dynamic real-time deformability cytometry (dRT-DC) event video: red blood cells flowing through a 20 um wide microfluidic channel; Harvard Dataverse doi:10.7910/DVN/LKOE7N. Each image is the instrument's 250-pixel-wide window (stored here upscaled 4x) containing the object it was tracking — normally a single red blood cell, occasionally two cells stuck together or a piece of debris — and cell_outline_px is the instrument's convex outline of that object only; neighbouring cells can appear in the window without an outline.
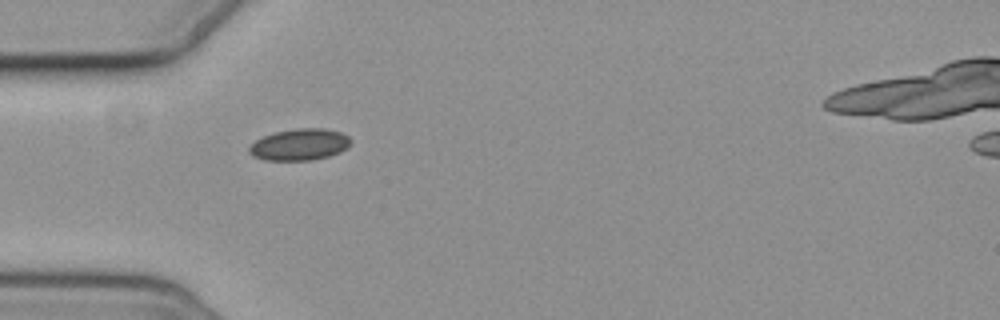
{"species": "common noctule bat (a hibernating species)", "species_latin": "Nyctalus noctula", "temperature_condition": "cold", "stored_images_in_passage": 3, "camera_frame_rate_fps": 3000, "um_per_image_px": 0.085, "animal": {"sex": "female", "body_mass_g": 19.3, "forearm_length_mm": 54.1}, "frame": {"image": 1, "passage_image": 1, "time_ms": 0.0, "image_size_px": [1000, 320], "cell_outline_px": [[352, 140], [348, 148], [340, 152], [328, 156], [312, 160], [264, 160], [252, 156], [248, 152], [248, 148], [256, 140], [264, 136], [276, 132], [296, 128], [324, 128], [340, 132], [348, 136]], "centroid_in_image_um": [25.48, 12.29], "position_along_channel_um": 59.5, "area_um2": 18.73}}
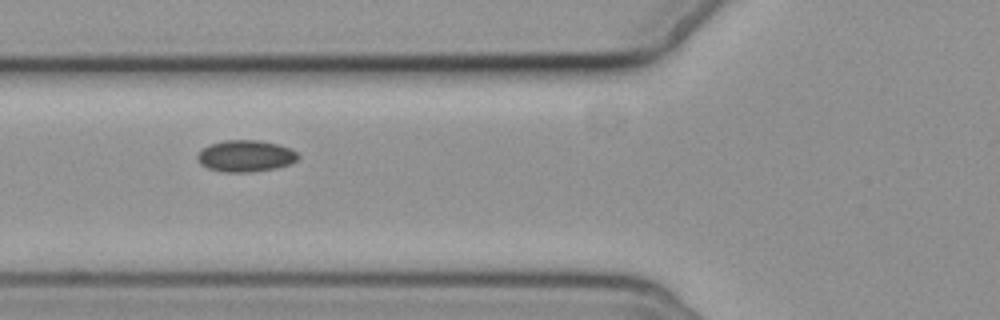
{"frame": {"image": 2, "passage_image": 2, "time_ms": 1.333, "image_size_px": [1000, 320], "cell_outline_px": [[300, 156], [296, 160], [288, 164], [276, 168], [252, 172], [224, 172], [208, 168], [200, 164], [196, 160], [196, 156], [208, 144], [224, 140], [260, 140], [280, 144], [292, 148]], "centroid_in_image_um": [20.88, 13.25], "position_along_channel_um": 104.9, "area_um2": 18.73}}
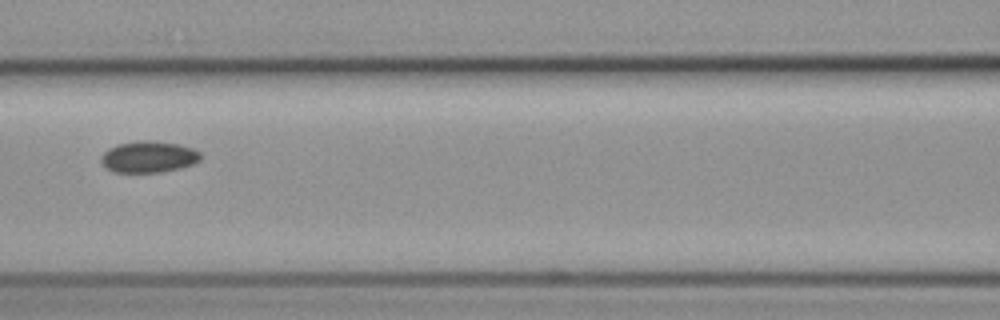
{"frame": {"image": 3, "passage_image": 3, "time_ms": 2.667, "image_size_px": [1000, 320], "cell_outline_px": [[200, 160], [192, 164], [180, 168], [160, 172], [112, 172], [104, 168], [100, 160], [100, 156], [108, 148], [116, 144], [136, 140], [148, 140], [180, 144], [192, 148], [200, 152]], "centroid_in_image_um": [12.58, 13.32], "position_along_channel_um": 154.0, "area_um2": 18.5}}